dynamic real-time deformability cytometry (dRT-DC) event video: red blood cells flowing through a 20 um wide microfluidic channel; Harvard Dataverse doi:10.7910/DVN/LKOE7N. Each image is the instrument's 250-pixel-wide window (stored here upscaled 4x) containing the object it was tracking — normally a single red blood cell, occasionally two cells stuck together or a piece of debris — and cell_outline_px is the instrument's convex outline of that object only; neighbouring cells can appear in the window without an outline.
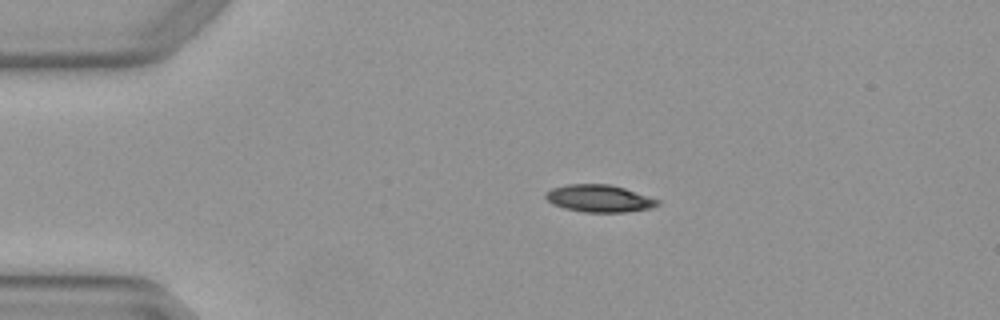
{"species": "Egyptian fruit bat (a non-hibernating species)", "species_latin": "Rousettus aegyptiacus", "temperature_condition": "warm", "stored_images_in_passage": 3, "camera_frame_rate_fps": 3000, "um_per_image_px": 0.085, "animal": {"sex": "female"}, "frame": {"image": 1, "passage_image": 2, "time_ms": 0.333, "image_size_px": [1000, 320], "cell_outline_px": [[660, 204], [652, 208], [624, 212], [584, 212], [564, 208], [552, 204], [544, 196], [544, 192], [552, 188], [568, 184], [608, 184], [624, 188], [660, 200]], "centroid_in_image_um": [50.92, 16.87], "position_along_channel_um": 34.1, "area_um2": 17.8}}